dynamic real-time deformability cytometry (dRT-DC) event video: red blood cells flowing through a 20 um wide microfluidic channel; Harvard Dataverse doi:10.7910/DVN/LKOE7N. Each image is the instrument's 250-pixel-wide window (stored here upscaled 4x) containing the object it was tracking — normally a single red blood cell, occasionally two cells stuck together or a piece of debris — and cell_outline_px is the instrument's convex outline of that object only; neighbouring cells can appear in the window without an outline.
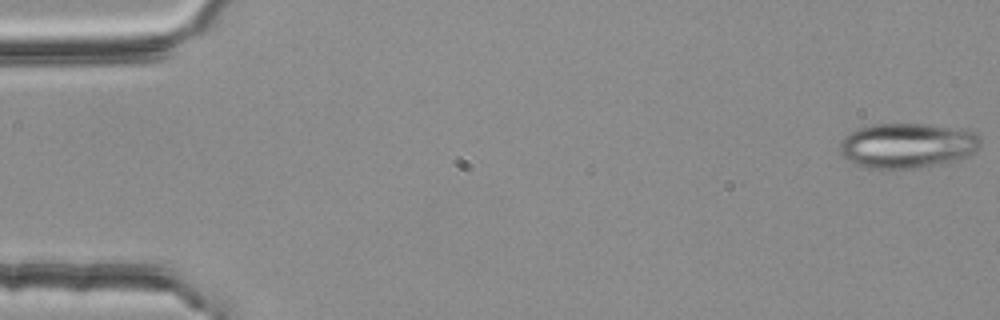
{"species": "common noctule bat (a hibernating species)", "species_latin": "Nyctalus noctula", "temperature_condition": "room temperature", "stored_images_in_passage": 54, "camera_frame_rate_fps": 3000, "um_per_image_px": 0.085, "animal": {"sex": "female", "body_mass_g": 25.1}, "frame": {"image": 1, "passage_image": 1, "time_ms": 0.0, "image_size_px": [1000, 320], "cell_outline_px": [[980, 144], [968, 156], [948, 164], [908, 168], [868, 168], [856, 164], [848, 160], [840, 152], [840, 140], [852, 132], [860, 128], [872, 124], [928, 124], [968, 128], [976, 132], [980, 136]], "centroid_in_image_um": [77.19, 12.36], "position_along_channel_um": 7.8, "area_um2": 37.22}}
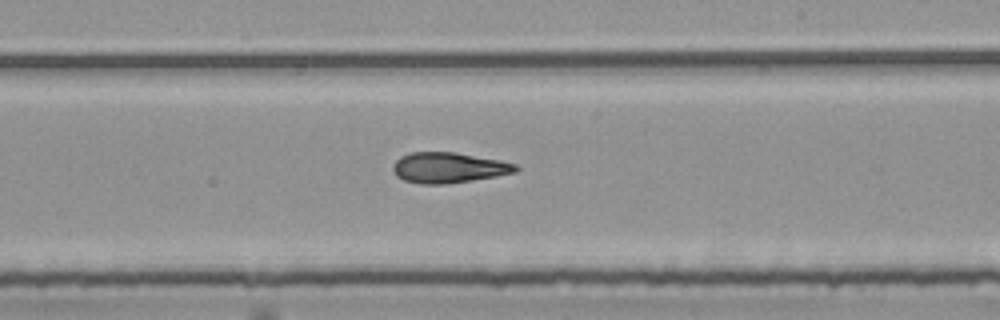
{"frame": {"image": 2, "passage_image": 32, "time_ms": 10.333, "image_size_px": [1000, 320], "cell_outline_px": [[520, 168], [516, 172], [496, 176], [472, 180], [444, 184], [420, 184], [404, 180], [396, 176], [392, 168], [392, 164], [400, 156], [412, 152], [456, 152], [500, 160], [516, 164]], "centroid_in_image_um": [38.12, 14.25], "position_along_channel_um": 250.9, "area_um2": 21.91}}
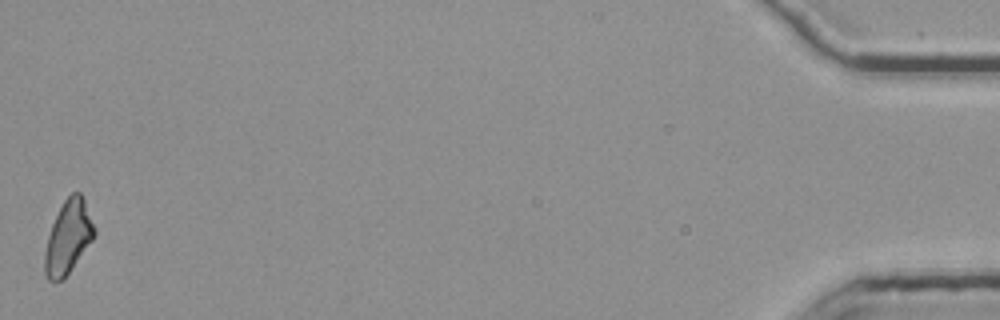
{"frame": {"image": 3, "passage_image": 54, "time_ms": 17.667, "image_size_px": [1000, 320], "cell_outline_px": [[96, 236], [68, 272], [60, 280], [48, 280], [44, 276], [44, 252], [48, 236], [52, 224], [64, 200], [72, 192], [80, 192], [84, 200], [96, 228]], "centroid_in_image_um": [5.8, 20.15], "position_along_channel_um": 429.4, "area_um2": 20.92}, "authors_computed_cell_mechanics": {"area_um2": 21.9062, "velocity_mm_per_s": 3.7911, "shape_relaxation_time_tau1_ms": null, "shape_relaxation_time_tau2_ms": 8.9895, "deformation_change_tau1": null, "deformation_change_tau2": 0.2289}}